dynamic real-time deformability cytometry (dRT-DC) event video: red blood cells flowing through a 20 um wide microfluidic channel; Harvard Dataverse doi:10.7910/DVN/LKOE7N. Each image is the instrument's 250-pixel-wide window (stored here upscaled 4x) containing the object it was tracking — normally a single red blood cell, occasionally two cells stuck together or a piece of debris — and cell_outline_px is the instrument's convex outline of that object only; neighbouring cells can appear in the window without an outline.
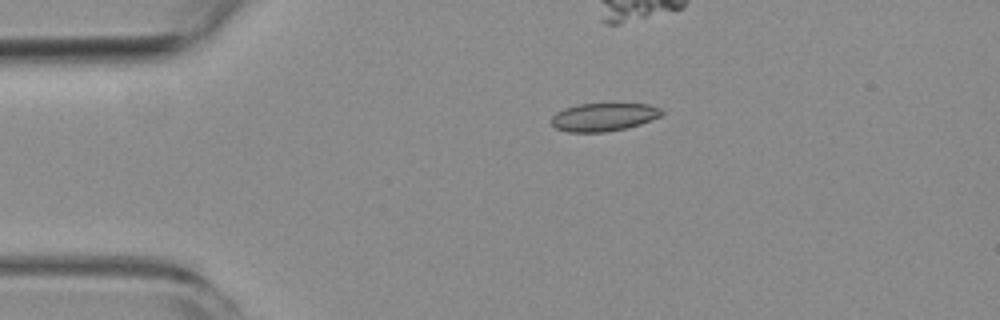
{"species": "common noctule bat (a hibernating species)", "species_latin": "Nyctalus noctula", "temperature_condition": "room temperature", "stored_images_in_passage": 2, "camera_frame_rate_fps": 3000, "um_per_image_px": 0.085, "animal": {"sex": "female", "body_mass_g": 19.3, "forearm_length_mm": 54.1}, "frame": {"image": 1, "passage_image": 1, "time_ms": 0.0, "image_size_px": [1000, 320], "cell_outline_px": [[664, 112], [660, 116], [640, 124], [624, 128], [604, 132], [568, 132], [556, 128], [552, 124], [552, 116], [556, 112], [564, 108], [580, 104], [648, 104], [660, 108]], "centroid_in_image_um": [51.29, 9.94], "position_along_channel_um": 33.7, "area_um2": 17.86}}